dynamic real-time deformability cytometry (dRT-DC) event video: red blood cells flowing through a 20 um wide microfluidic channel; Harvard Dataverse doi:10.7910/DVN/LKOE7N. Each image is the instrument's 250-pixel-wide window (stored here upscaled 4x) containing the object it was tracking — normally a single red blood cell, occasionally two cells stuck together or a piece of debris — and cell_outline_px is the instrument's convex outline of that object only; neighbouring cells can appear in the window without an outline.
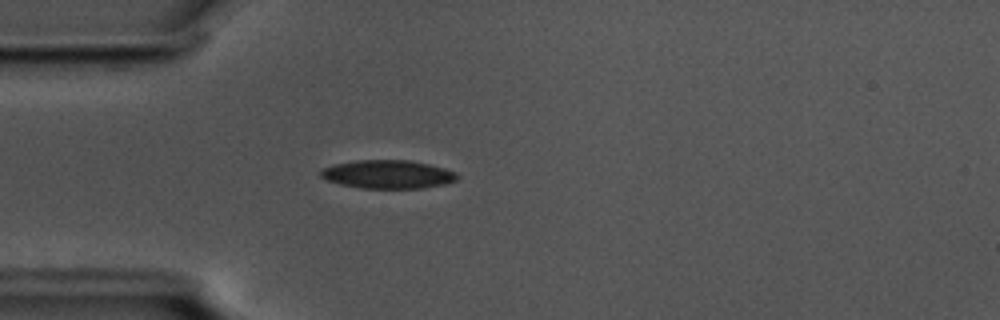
{"species": "common noctule bat (a hibernating species)", "species_latin": "Nyctalus noctula", "temperature_condition": "cold", "stored_images_in_passage": 3, "camera_frame_rate_fps": 3000, "um_per_image_px": 0.085, "animal": {"sex": "male", "body_mass_g": 17.5, "forearm_length_mm": 52.3}, "frame": {"image": 1, "passage_image": 1, "time_ms": 0.0, "image_size_px": [1000, 320], "cell_outline_px": [[460, 176], [456, 180], [444, 184], [424, 188], [360, 188], [340, 184], [328, 180], [320, 176], [320, 172], [324, 168], [336, 164], [356, 160], [408, 160], [428, 164], [444, 168], [456, 172]], "centroid_in_image_um": [32.99, 14.82], "position_along_channel_um": 52.0, "area_um2": 22.48}}